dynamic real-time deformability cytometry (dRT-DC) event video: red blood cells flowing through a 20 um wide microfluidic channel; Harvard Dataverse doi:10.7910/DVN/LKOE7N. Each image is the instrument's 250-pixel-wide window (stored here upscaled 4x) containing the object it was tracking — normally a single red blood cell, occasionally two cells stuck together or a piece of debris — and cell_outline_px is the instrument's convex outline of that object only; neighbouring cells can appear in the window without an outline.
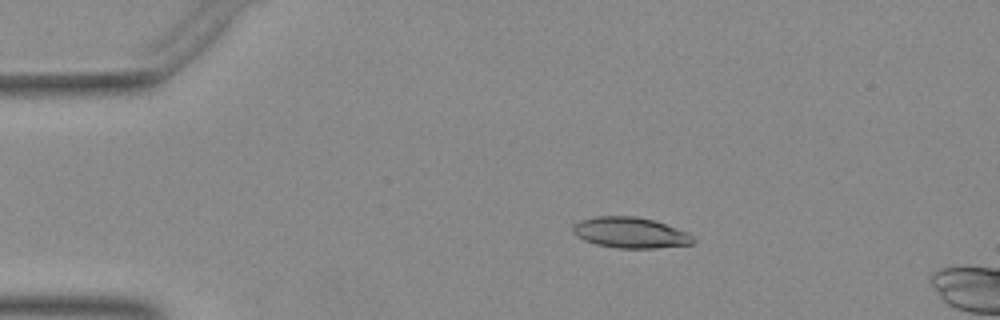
{"species": "Egyptian fruit bat (a non-hibernating species)", "species_latin": "Rousettus aegyptiacus", "temperature_condition": "warm", "stored_images_in_passage": 51, "segment_of_instrument_passage": [1, 2], "camera_frame_rate_fps": 3000, "um_per_image_px": 0.085, "animal": {"sex": "female"}, "frame": {"image": 1, "passage_image": 9, "time_ms": 2.667, "image_size_px": [1000, 320], "cell_outline_px": [[692, 244], [656, 248], [616, 248], [596, 244], [584, 240], [576, 236], [572, 232], [572, 228], [580, 220], [596, 216], [632, 216], [652, 220], [688, 232], [692, 236]], "centroid_in_image_um": [53.54, 19.78], "position_along_channel_um": 31.5, "area_um2": 21.33}}
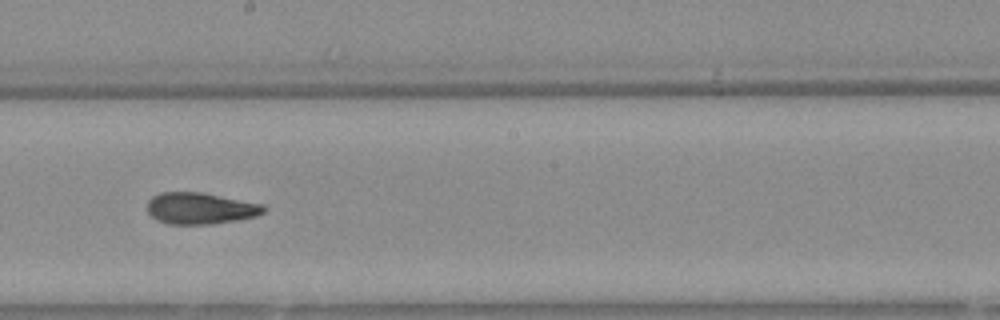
{"frame": {"image": 2, "passage_image": 28, "time_ms": 9.0, "image_size_px": [1000, 320], "cell_outline_px": [[264, 212], [256, 216], [236, 220], [212, 224], [168, 224], [156, 220], [148, 212], [148, 200], [152, 196], [160, 192], [200, 192], [264, 204]], "centroid_in_image_um": [17.0, 17.71], "position_along_channel_um": 231.2, "area_um2": 21.33}}
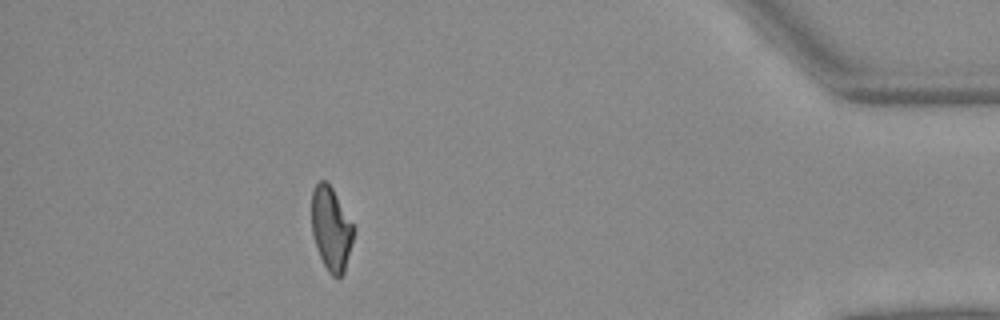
{"frame": {"image": 3, "passage_image": 45, "time_ms": 14.667, "image_size_px": [1000, 320], "cell_outline_px": [[356, 228], [344, 272], [340, 276], [332, 276], [328, 272], [316, 248], [312, 232], [312, 192], [316, 184], [320, 180], [324, 180], [332, 188]], "centroid_in_image_um": [28.16, 19.44], "position_along_channel_um": 407.0, "area_um2": 20.35}}